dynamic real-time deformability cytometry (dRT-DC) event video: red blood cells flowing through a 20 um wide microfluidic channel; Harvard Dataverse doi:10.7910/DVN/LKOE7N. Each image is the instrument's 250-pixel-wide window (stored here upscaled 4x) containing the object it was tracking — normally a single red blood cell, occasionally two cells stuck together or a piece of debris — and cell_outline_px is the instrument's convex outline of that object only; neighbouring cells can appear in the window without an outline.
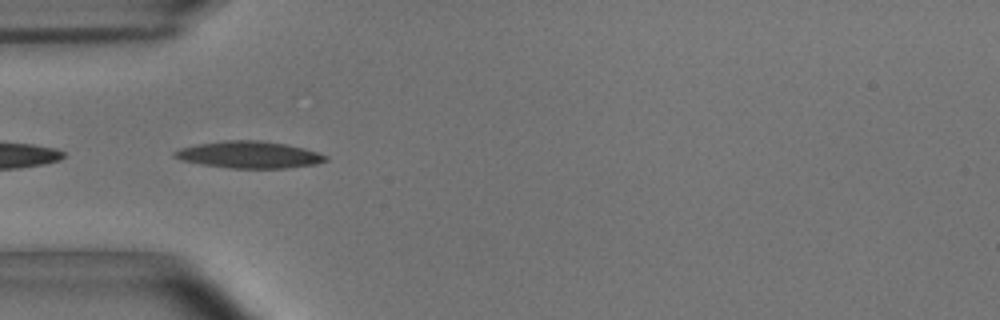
{"species": "common noctule bat (a hibernating species)", "species_latin": "Nyctalus noctula", "temperature_condition": "room temperature", "stored_images_in_passage": 5, "camera_frame_rate_fps": 3000, "um_per_image_px": 0.085, "animal": {"sex": "male", "body_mass_g": 15.6}, "frame": {"image": 1, "passage_image": 2, "time_ms": 0.333, "image_size_px": [1000, 320], "cell_outline_px": [[328, 160], [316, 164], [284, 168], [228, 168], [200, 164], [180, 160], [172, 156], [172, 152], [180, 148], [196, 144], [224, 140], [260, 140], [288, 144], [304, 148], [328, 156]], "centroid_in_image_um": [21.14, 13.15], "position_along_channel_um": 63.9, "area_um2": 23.87}}